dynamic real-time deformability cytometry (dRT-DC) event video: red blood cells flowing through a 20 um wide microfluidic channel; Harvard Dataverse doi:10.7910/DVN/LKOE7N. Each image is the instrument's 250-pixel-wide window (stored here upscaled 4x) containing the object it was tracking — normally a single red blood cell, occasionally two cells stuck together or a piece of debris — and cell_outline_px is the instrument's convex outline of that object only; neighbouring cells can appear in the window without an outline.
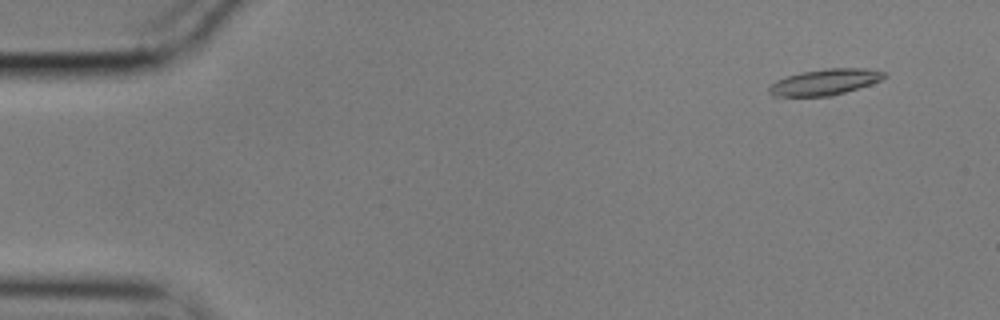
{"species": "common noctule bat (a hibernating species)", "species_latin": "Nyctalus noctula", "temperature_condition": "cold", "stored_images_in_passage": 20, "camera_frame_rate_fps": 3000, "um_per_image_px": 0.085, "animal": {"sex": "male", "body_mass_g": 17.9}, "frame": {"image": 1, "passage_image": 5, "time_ms": 1.333, "image_size_px": [1000, 320], "cell_outline_px": [[888, 76], [880, 80], [832, 96], [772, 96], [768, 92], [768, 88], [776, 80], [788, 76], [804, 72], [828, 68], [868, 68], [888, 72]], "centroid_in_image_um": [70.14, 6.96], "position_along_channel_um": 14.9, "area_um2": 17.28}}
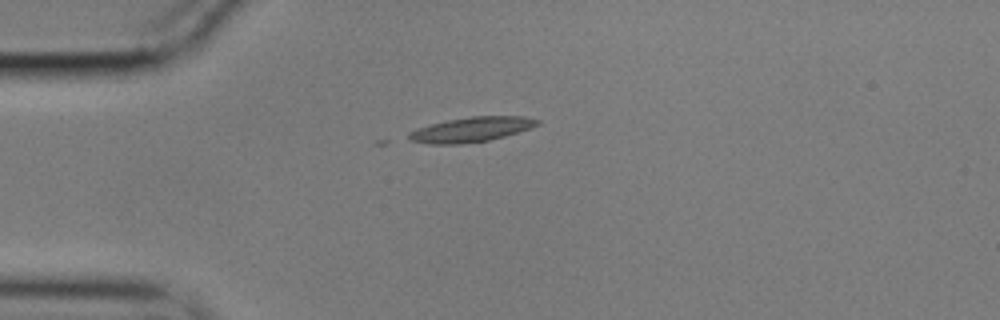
{"frame": {"image": 2, "passage_image": 15, "time_ms": 4.667, "image_size_px": [1000, 320], "cell_outline_px": [[540, 124], [504, 136], [488, 140], [460, 144], [428, 144], [408, 140], [408, 132], [416, 128], [448, 120], [472, 116], [524, 116], [540, 120]], "centroid_in_image_um": [40.02, 11.01], "position_along_channel_um": 45.0, "area_um2": 18.44}}
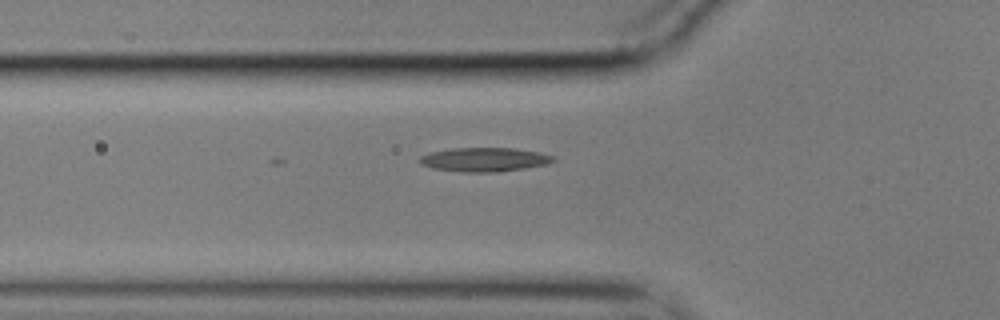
{"frame": {"image": 3, "passage_image": 20, "time_ms": 6.333, "image_size_px": [1000, 320], "cell_outline_px": [[556, 160], [548, 164], [500, 172], [460, 172], [432, 168], [420, 164], [416, 160], [420, 156], [428, 152], [452, 148], [512, 148], [540, 152], [556, 156]], "centroid_in_image_um": [41.15, 13.56], "position_along_channel_um": 84.7, "area_um2": 19.02}}